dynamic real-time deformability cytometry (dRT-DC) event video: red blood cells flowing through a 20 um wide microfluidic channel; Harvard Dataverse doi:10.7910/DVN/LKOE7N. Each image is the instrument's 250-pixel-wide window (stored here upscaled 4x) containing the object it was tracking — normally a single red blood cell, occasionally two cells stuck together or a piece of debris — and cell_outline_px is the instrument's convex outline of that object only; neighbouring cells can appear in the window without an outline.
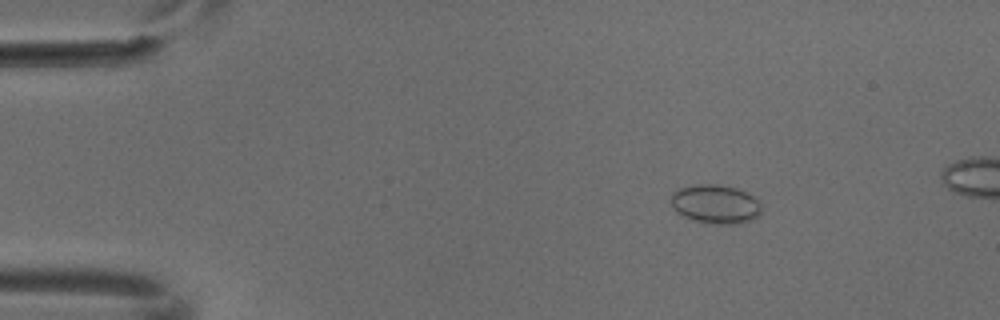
{"species": "common noctule bat (a hibernating species)", "species_latin": "Nyctalus noctula", "temperature_condition": "cold", "stored_images_in_passage": 6, "camera_frame_rate_fps": 3000, "um_per_image_px": 0.085, "animal": {"sex": "male", "body_mass_g": 18.8}, "frame": {"image": 1, "passage_image": 2, "time_ms": 0.333, "image_size_px": [1000, 320], "cell_outline_px": [[760, 216], [752, 220], [736, 224], [712, 224], [696, 220], [684, 216], [676, 212], [672, 204], [672, 192], [680, 188], [692, 184], [716, 184], [736, 188], [748, 192], [760, 204]], "centroid_in_image_um": [60.82, 17.34], "position_along_channel_um": 24.2, "area_um2": 20.52}}
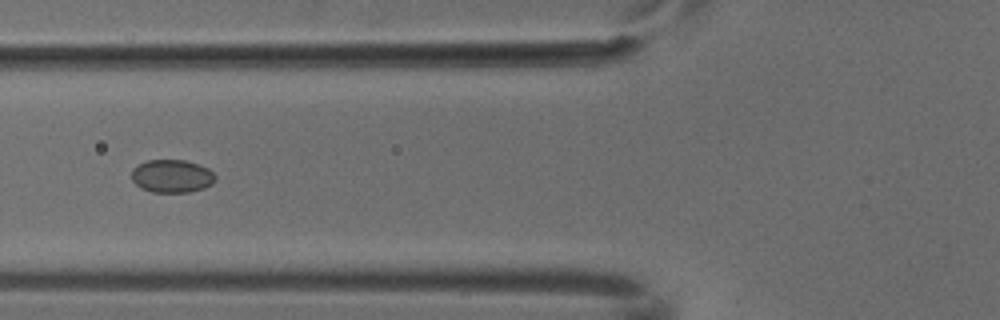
{"frame": {"image": 2, "passage_image": 5, "time_ms": 1.333, "image_size_px": [1000, 320], "cell_outline_px": [[216, 180], [212, 184], [204, 188], [188, 192], [152, 192], [140, 188], [132, 180], [132, 168], [148, 160], [184, 160], [208, 168], [216, 176]], "centroid_in_image_um": [14.61, 14.98], "position_along_channel_um": 111.2, "area_um2": 16.07}}
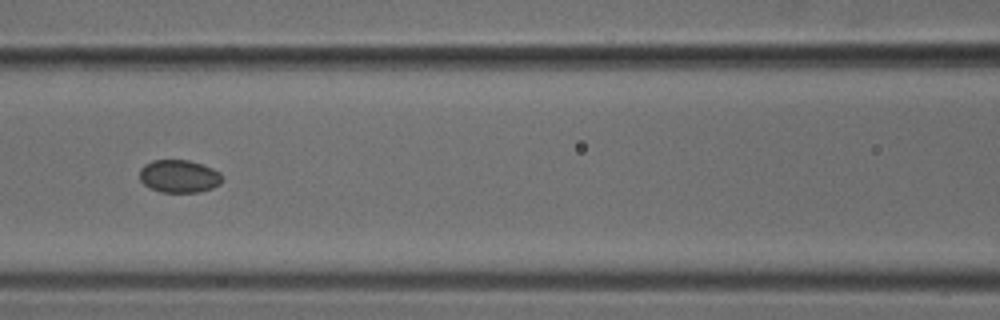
{"frame": {"image": 3, "passage_image": 6, "time_ms": 1.667, "image_size_px": [1000, 320], "cell_outline_px": [[224, 180], [220, 184], [212, 188], [200, 192], [160, 192], [144, 184], [140, 180], [140, 168], [144, 164], [152, 160], [188, 160], [212, 168], [220, 172], [224, 176]], "centroid_in_image_um": [15.25, 14.98], "position_along_channel_um": 151.4, "area_um2": 15.9}}